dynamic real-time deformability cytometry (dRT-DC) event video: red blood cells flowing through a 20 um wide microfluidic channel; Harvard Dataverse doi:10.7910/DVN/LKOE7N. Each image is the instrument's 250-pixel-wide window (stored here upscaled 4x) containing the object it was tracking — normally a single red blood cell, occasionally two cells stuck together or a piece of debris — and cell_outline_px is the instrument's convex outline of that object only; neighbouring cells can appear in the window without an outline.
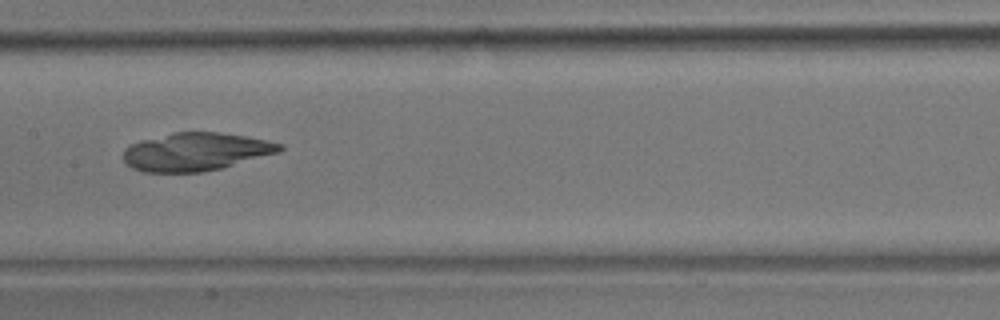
{"species": "common noctule bat (a hibernating species)", "species_latin": "Nyctalus noctula", "temperature_condition": "room temperature", "stored_images_in_passage": 5, "camera_frame_rate_fps": 3000, "um_per_image_px": 0.085, "animal": {"sex": "male", "body_mass_g": 17.9}, "frame": {"image": 1, "passage_image": 5, "time_ms": 1.333, "image_size_px": [1000, 320], "cell_outline_px": [[284, 148], [280, 152], [220, 168], [200, 172], [144, 172], [132, 168], [124, 160], [124, 148], [132, 144], [144, 140], [172, 132], [220, 132], [248, 136], [284, 144]], "centroid_in_image_um": [16.68, 12.89], "position_along_channel_um": 190.7, "area_um2": 34.51}}